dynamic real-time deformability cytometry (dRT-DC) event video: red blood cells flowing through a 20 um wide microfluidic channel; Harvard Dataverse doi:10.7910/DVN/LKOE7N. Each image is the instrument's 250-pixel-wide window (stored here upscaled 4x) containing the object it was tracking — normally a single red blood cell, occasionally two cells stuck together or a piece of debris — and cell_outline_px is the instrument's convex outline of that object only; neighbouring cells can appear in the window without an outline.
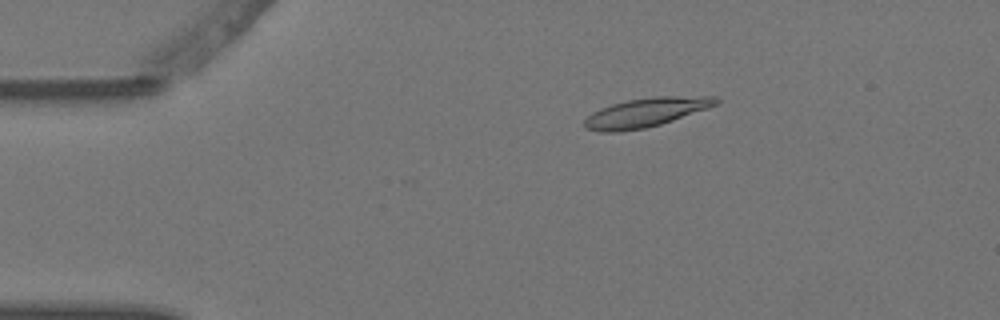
{"species": "Egyptian fruit bat (a non-hibernating species)", "species_latin": "Rousettus aegyptiacus", "temperature_condition": "warm", "stored_images_in_passage": 4, "camera_frame_rate_fps": 3000, "um_per_image_px": 0.085, "animal": {"sex": "female"}, "frame": {"image": 1, "passage_image": 3, "time_ms": 0.667, "image_size_px": [1000, 320], "cell_outline_px": [[720, 104], [660, 124], [644, 128], [620, 132], [600, 132], [584, 128], [584, 120], [592, 112], [600, 108], [612, 104], [628, 100], [656, 96], [716, 96], [720, 100]], "centroid_in_image_um": [54.9, 9.55], "position_along_channel_um": 30.1, "area_um2": 22.31}}